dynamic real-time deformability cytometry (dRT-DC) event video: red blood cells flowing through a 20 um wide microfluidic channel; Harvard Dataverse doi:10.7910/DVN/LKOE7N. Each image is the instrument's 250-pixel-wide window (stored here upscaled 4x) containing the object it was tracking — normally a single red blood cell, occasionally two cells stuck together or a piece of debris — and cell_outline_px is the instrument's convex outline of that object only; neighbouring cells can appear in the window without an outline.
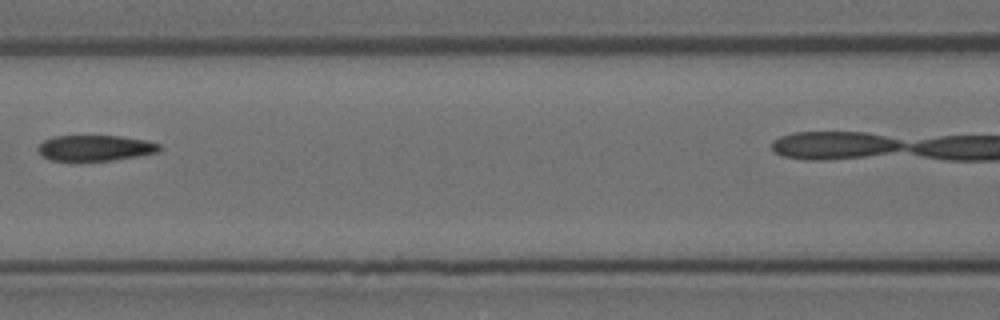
{"species": "Egyptian fruit bat (a non-hibernating species)", "species_latin": "Rousettus aegyptiacus", "temperature_condition": "room temperature", "stored_images_in_passage": 3, "camera_frame_rate_fps": 3000, "um_per_image_px": 0.085, "animal": {"sex": "female"}, "frame": {"image": 1, "passage_image": 3, "time_ms": 4.0, "image_size_px": [1000, 320], "cell_outline_px": [[160, 152], [140, 156], [116, 160], [80, 164], [52, 160], [44, 156], [36, 148], [44, 140], [52, 136], [120, 136], [148, 140], [160, 144]], "centroid_in_image_um": [8.1, 12.62], "position_along_channel_um": 158.5, "area_um2": 19.13}}